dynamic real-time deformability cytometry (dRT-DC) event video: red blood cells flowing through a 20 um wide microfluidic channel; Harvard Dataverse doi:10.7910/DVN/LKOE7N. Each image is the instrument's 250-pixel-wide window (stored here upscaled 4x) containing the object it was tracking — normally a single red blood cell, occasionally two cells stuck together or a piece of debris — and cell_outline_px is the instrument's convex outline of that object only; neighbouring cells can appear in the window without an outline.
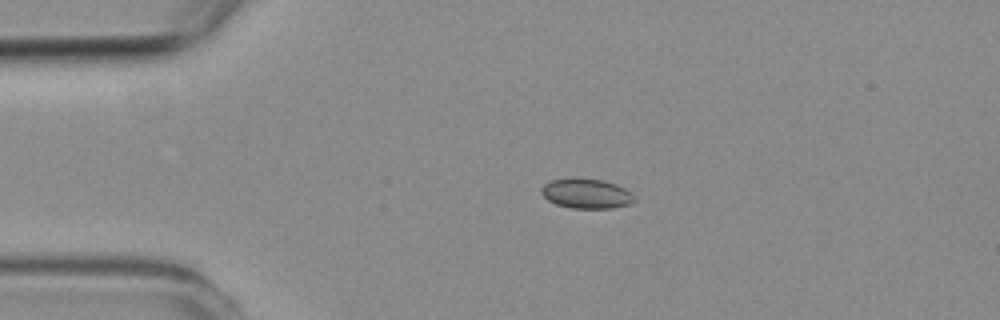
{"species": "common noctule bat (a hibernating species)", "species_latin": "Nyctalus noctula", "temperature_condition": "room temperature", "stored_images_in_passage": 5, "camera_frame_rate_fps": 3000, "um_per_image_px": 0.085, "animal": {"sex": "female", "body_mass_g": 19.3, "forearm_length_mm": 54.1}, "frame": {"image": 1, "passage_image": 3, "time_ms": 3.667, "image_size_px": [1000, 320], "cell_outline_px": [[636, 200], [628, 204], [612, 208], [572, 208], [556, 204], [548, 200], [540, 192], [540, 188], [544, 184], [552, 180], [604, 180], [616, 184], [632, 192], [636, 196]], "centroid_in_image_um": [49.88, 16.48], "position_along_channel_um": 35.1, "area_um2": 15.78}}
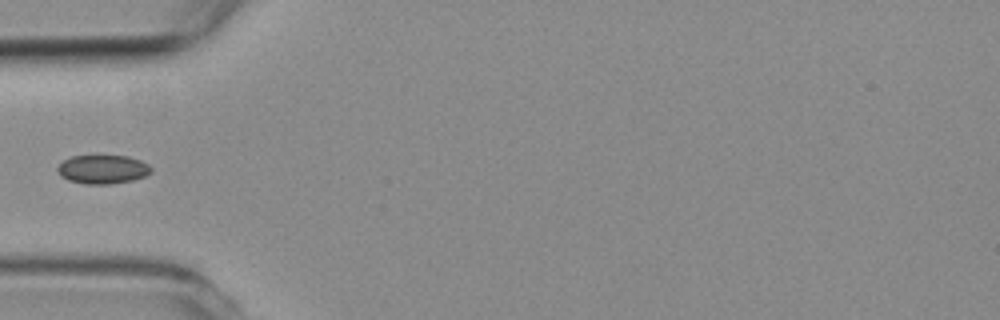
{"frame": {"image": 2, "passage_image": 5, "time_ms": 5.667, "image_size_px": [1000, 320], "cell_outline_px": [[152, 172], [144, 176], [132, 180], [112, 184], [84, 184], [68, 180], [60, 176], [56, 168], [64, 160], [72, 156], [128, 156], [140, 160], [148, 164], [152, 168]], "centroid_in_image_um": [8.73, 14.4], "position_along_channel_um": 76.3, "area_um2": 15.72}}